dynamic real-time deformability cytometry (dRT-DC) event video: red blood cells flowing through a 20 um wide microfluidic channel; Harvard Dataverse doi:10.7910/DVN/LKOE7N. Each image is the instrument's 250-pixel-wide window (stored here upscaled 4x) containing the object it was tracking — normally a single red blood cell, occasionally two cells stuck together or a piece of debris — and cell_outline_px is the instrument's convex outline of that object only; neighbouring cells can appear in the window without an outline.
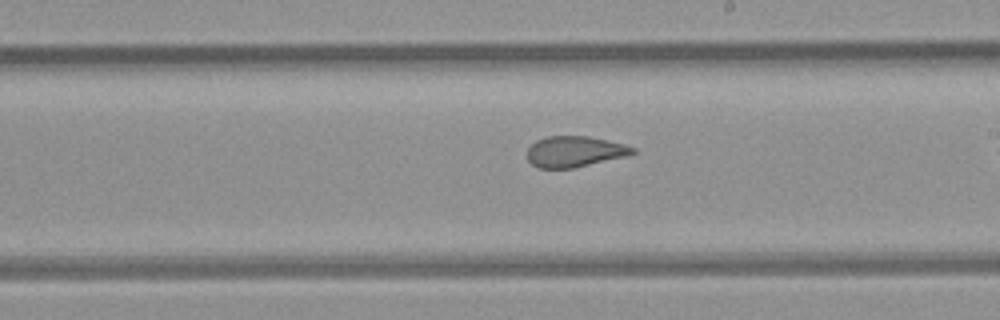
{"species": "common noctule bat (a hibernating species)", "species_latin": "Nyctalus noctula", "temperature_condition": "room temperature", "stored_images_in_passage": 23, "camera_frame_rate_fps": 3000, "um_per_image_px": 0.085, "animal": {"sex": "female", "body_mass_g": 21.9}, "frame": {"image": 1, "passage_image": 14, "time_ms": 4.333, "image_size_px": [1000, 320], "cell_outline_px": [[636, 152], [624, 156], [572, 168], [540, 168], [532, 164], [528, 160], [528, 148], [536, 140], [548, 136], [588, 136], [608, 140], [624, 144], [636, 148]], "centroid_in_image_um": [48.83, 12.87], "position_along_channel_um": 240.2, "area_um2": 18.73}}
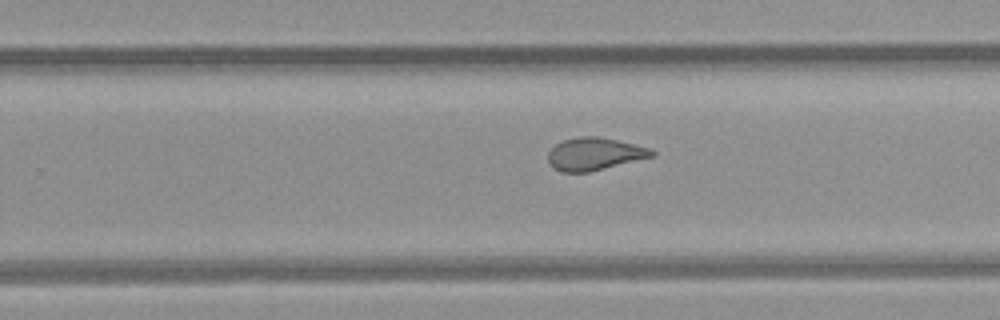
{"frame": {"image": 2, "passage_image": 17, "time_ms": 5.333, "image_size_px": [1000, 320], "cell_outline_px": [[656, 152], [652, 156], [588, 172], [560, 172], [552, 168], [548, 160], [548, 152], [556, 144], [564, 140], [580, 136], [596, 136], [616, 140], [648, 148]], "centroid_in_image_um": [50.46, 13.09], "position_along_channel_um": 279.3, "area_um2": 19.31}}
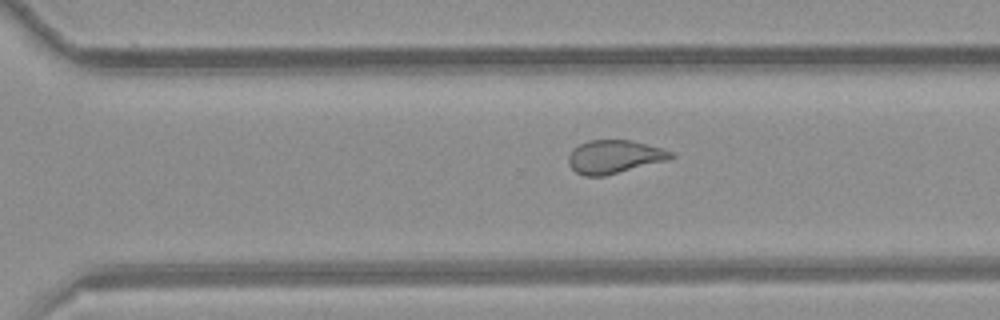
{"frame": {"image": 3, "passage_image": 20, "time_ms": 6.333, "image_size_px": [1000, 320], "cell_outline_px": [[676, 156], [668, 160], [604, 176], [584, 176], [576, 172], [568, 164], [568, 156], [580, 144], [588, 140], [632, 140], [676, 152]], "centroid_in_image_um": [52.26, 13.32], "position_along_channel_um": 318.3, "area_um2": 19.88}}